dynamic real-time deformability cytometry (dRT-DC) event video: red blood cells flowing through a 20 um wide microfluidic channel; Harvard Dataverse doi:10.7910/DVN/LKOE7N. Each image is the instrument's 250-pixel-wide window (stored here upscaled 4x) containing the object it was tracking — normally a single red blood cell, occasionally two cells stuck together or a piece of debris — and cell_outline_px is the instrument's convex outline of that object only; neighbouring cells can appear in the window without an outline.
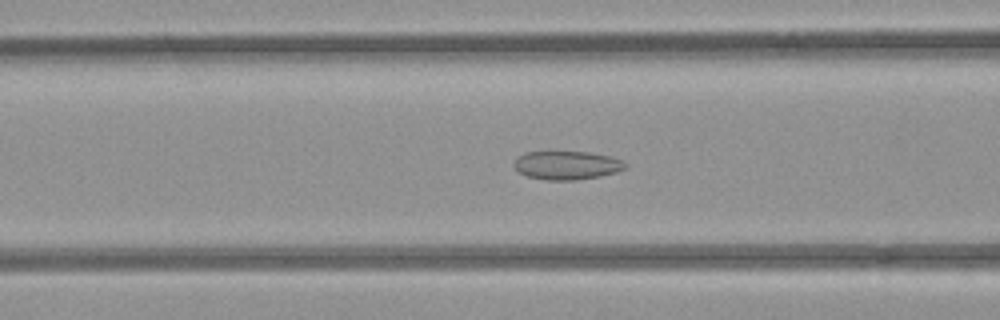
{"species": "common noctule bat (a hibernating species)", "species_latin": "Nyctalus noctula", "temperature_condition": "room temperature", "stored_images_in_passage": 54, "camera_frame_rate_fps": 3000, "um_per_image_px": 0.085, "animal": {"sex": "female", "body_mass_g": 21.9}, "frame": {"image": 1, "passage_image": 21, "time_ms": 6.667, "image_size_px": [1000, 320], "cell_outline_px": [[628, 168], [616, 172], [600, 176], [576, 180], [548, 180], [528, 176], [520, 172], [512, 164], [516, 156], [524, 152], [588, 152], [608, 156], [620, 160], [628, 164]], "centroid_in_image_um": [48.17, 14.04], "position_along_channel_um": 118.4, "area_um2": 18.5}}
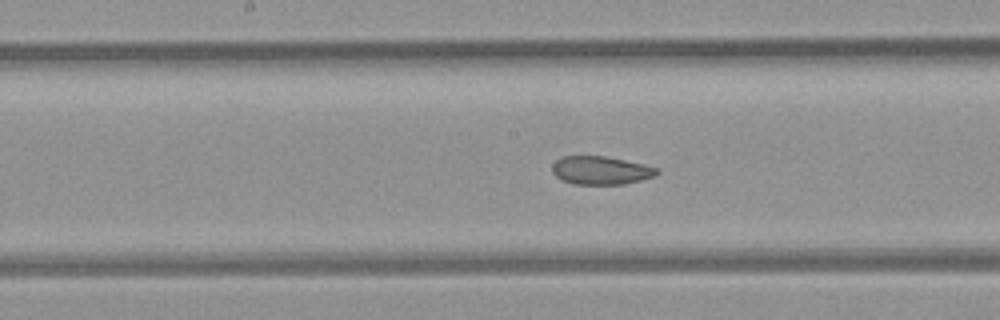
{"frame": {"image": 2, "passage_image": 27, "time_ms": 8.667, "image_size_px": [1000, 320], "cell_outline_px": [[660, 172], [656, 176], [624, 184], [572, 184], [560, 180], [552, 172], [552, 164], [556, 160], [564, 156], [604, 156], [644, 164], [656, 168]], "centroid_in_image_um": [51.05, 14.49], "position_along_channel_um": 197.2, "area_um2": 17.28}}
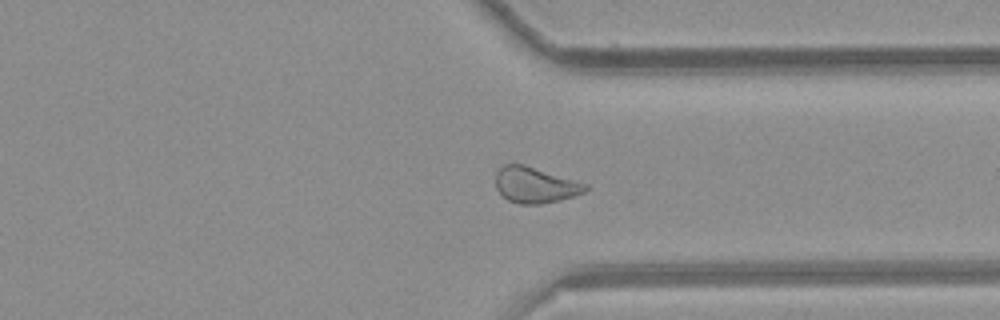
{"frame": {"image": 3, "passage_image": 40, "time_ms": 13.0, "image_size_px": [1000, 320], "cell_outline_px": [[588, 188], [584, 192], [560, 200], [540, 204], [520, 204], [508, 200], [496, 188], [496, 172], [504, 164], [524, 164], [588, 184]], "centroid_in_image_um": [45.48, 15.72], "position_along_channel_um": 365.9, "area_um2": 18.61}, "authors_computed_cell_mechanics": {"area_um2": 20.3167, "velocity_mm_per_s": 3.9174, "shape_relaxation_time_tau1_ms": null, "shape_relaxation_time_tau2_ms": 2.1522, "deformation_change_tau1": null, "deformation_change_tau2": 0.0749}}